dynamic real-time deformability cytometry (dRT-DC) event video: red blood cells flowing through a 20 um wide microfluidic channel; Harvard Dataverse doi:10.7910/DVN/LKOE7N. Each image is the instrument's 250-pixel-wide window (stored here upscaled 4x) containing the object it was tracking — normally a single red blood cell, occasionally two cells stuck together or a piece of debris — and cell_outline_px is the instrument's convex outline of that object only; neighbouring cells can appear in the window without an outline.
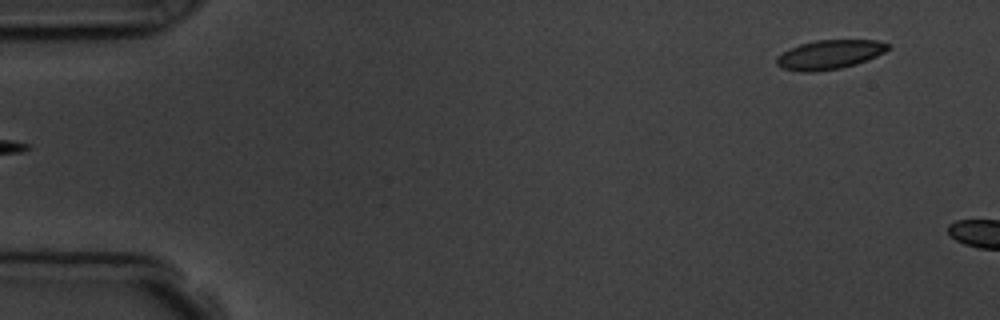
{"species": "common noctule bat (a hibernating species)", "species_latin": "Nyctalus noctula", "temperature_condition": "room temperature", "stored_images_in_passage": 3, "segment_of_instrument_passage": [2, 2], "camera_frame_rate_fps": 3000, "um_per_image_px": 0.085, "animal": {"sex": "male", "body_mass_g": 19.5, "forearm_length_mm": 54.6}, "frame": {"image": 1, "passage_image": 3, "time_ms": 2.333, "image_size_px": [1000, 320], "cell_outline_px": [[888, 48], [884, 52], [876, 56], [856, 64], [840, 68], [816, 72], [800, 72], [780, 68], [776, 64], [776, 56], [800, 44], [816, 40], [876, 40], [888, 44]], "centroid_in_image_um": [70.46, 4.65], "position_along_channel_um": 14.5, "area_um2": 18.84}}